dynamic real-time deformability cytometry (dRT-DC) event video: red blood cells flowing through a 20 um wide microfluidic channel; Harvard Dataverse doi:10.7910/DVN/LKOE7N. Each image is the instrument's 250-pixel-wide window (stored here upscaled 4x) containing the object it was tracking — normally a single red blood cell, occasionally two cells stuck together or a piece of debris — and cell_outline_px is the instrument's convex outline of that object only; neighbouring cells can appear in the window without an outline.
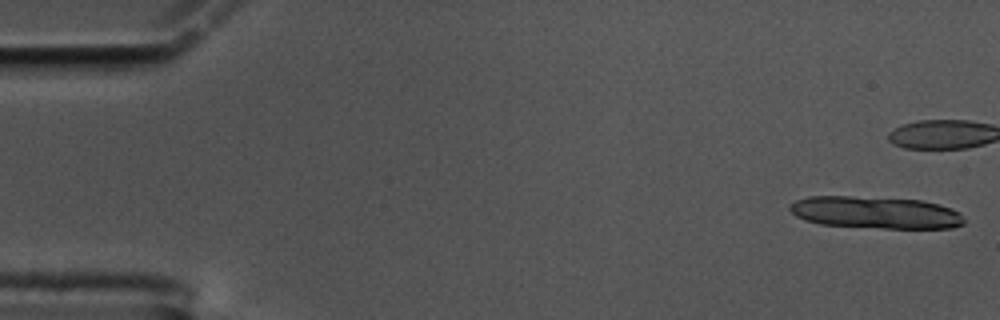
{"species": "common noctule bat (a hibernating species)", "species_latin": "Nyctalus noctula", "temperature_condition": "cold", "stored_images_in_passage": 18, "camera_frame_rate_fps": 3000, "um_per_image_px": 0.085, "animal": {"sex": "male", "body_mass_g": 17.5, "forearm_length_mm": 52.3}, "frame": {"image": 1, "passage_image": 1, "time_ms": 0.0, "image_size_px": [1000, 320], "cell_outline_px": [[964, 224], [952, 228], [884, 228], [820, 224], [804, 220], [796, 216], [788, 208], [788, 204], [796, 200], [808, 196], [852, 196], [924, 200], [952, 208], [960, 212], [964, 220]], "centroid_in_image_um": [74.42, 18.05], "position_along_channel_um": 10.6, "area_um2": 32.83}}